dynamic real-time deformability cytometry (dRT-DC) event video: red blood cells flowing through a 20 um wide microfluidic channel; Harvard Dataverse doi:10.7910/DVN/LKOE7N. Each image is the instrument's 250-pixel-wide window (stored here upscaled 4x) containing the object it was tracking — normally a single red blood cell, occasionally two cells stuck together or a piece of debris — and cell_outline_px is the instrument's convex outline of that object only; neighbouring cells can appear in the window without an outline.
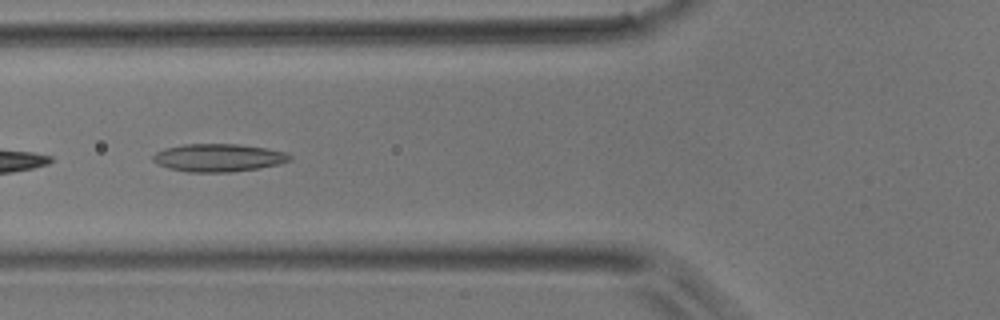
{"species": "common noctule bat (a hibernating species)", "species_latin": "Nyctalus noctula", "temperature_condition": "room temperature", "stored_images_in_passage": 19, "camera_frame_rate_fps": 3000, "um_per_image_px": 0.085, "animal": {"sex": "male", "body_mass_g": 17.9}, "frame": {"image": 1, "passage_image": 4, "time_ms": 1.0, "image_size_px": [1000, 320], "cell_outline_px": [[292, 160], [280, 164], [260, 168], [232, 172], [188, 172], [168, 168], [152, 160], [152, 156], [156, 152], [164, 148], [184, 144], [240, 144], [268, 148], [284, 152], [292, 156]], "centroid_in_image_um": [18.59, 13.4], "position_along_channel_um": 107.2, "area_um2": 22.37}}